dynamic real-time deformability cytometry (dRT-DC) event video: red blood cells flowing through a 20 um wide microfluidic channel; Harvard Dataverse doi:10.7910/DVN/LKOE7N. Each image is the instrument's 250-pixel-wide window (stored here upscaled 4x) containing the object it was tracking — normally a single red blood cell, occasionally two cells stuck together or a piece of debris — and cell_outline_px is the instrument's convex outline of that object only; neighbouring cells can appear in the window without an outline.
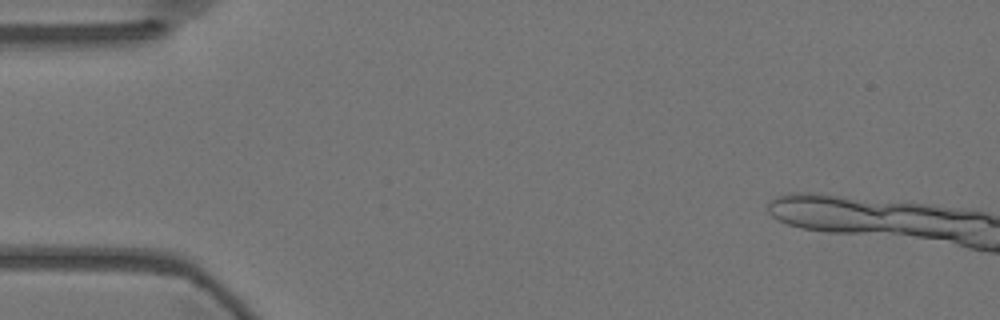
{"species": "Egyptian fruit bat (a non-hibernating species)", "species_latin": "Rousettus aegyptiacus", "temperature_condition": "warm", "stored_images_in_passage": 2, "camera_frame_rate_fps": 3000, "um_per_image_px": 0.085, "animal": {"sex": "female"}, "frame": {"image": 1, "passage_image": 1, "time_ms": 0.0, "image_size_px": [1000, 320], "cell_outline_px": [[876, 228], [816, 228], [816, 200], [836, 200], [852, 204], [876, 212]], "centroid_in_image_um": [71.68, 18.32], "position_along_channel_um": 13.3, "area_um2": 10.52}}